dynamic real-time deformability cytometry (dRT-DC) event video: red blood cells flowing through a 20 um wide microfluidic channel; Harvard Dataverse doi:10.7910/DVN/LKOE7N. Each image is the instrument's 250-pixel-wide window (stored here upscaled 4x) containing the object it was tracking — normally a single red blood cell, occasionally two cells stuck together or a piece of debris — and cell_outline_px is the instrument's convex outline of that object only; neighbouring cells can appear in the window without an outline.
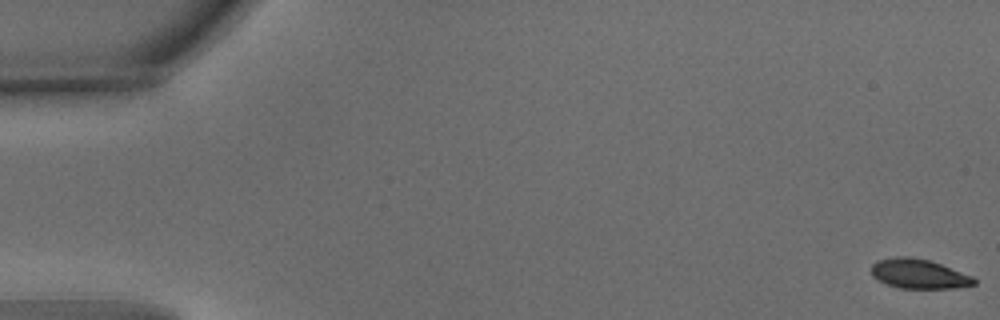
{"species": "common noctule bat (a hibernating species)", "species_latin": "Nyctalus noctula", "temperature_condition": "warm", "stored_images_in_passage": 54, "camera_frame_rate_fps": 3000, "um_per_image_px": 0.085, "animal": {"sex": "male", "body_mass_g": 15.6}, "frame": {"image": 1, "passage_image": 1, "time_ms": 0.0, "image_size_px": [1000, 320], "cell_outline_px": [[976, 284], [956, 288], [900, 288], [888, 284], [872, 276], [872, 264], [880, 260], [896, 256], [908, 256], [928, 260], [940, 264], [972, 276], [976, 280]], "centroid_in_image_um": [78.11, 23.28], "position_along_channel_um": 6.9, "area_um2": 17.4}}
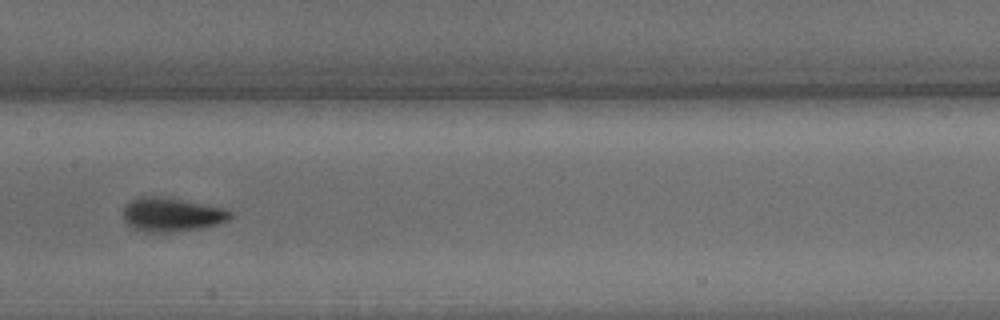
{"frame": {"image": 2, "passage_image": 28, "time_ms": 9.0, "image_size_px": [1000, 320], "cell_outline_px": [[232, 216], [228, 220], [216, 224], [200, 228], [168, 232], [144, 232], [128, 224], [124, 220], [124, 204], [140, 196], [156, 196], [228, 208], [232, 212]], "centroid_in_image_um": [14.6, 18.23], "position_along_channel_um": 192.8, "area_um2": 20.92}}
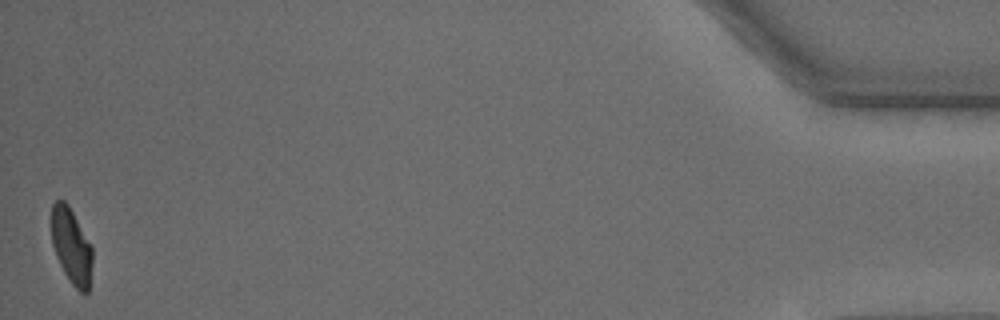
{"frame": {"image": 3, "passage_image": 54, "time_ms": 17.667, "image_size_px": [1000, 320], "cell_outline_px": [[92, 264], [88, 292], [80, 292], [72, 284], [64, 272], [56, 256], [52, 244], [52, 204], [56, 200], [64, 200], [68, 204], [92, 248]], "centroid_in_image_um": [6.06, 20.92], "position_along_channel_um": 429.1, "area_um2": 17.69}, "authors_computed_cell_mechanics": {"area_um2": 19.7387, "velocity_mm_per_s": 3.7797, "shape_relaxation_time_tau1_ms": 2.1231, "shape_relaxation_time_tau2_ms": 0.8124, "deformation_change_tau1": 0.138, "deformation_change_tau2": 0.0505}}